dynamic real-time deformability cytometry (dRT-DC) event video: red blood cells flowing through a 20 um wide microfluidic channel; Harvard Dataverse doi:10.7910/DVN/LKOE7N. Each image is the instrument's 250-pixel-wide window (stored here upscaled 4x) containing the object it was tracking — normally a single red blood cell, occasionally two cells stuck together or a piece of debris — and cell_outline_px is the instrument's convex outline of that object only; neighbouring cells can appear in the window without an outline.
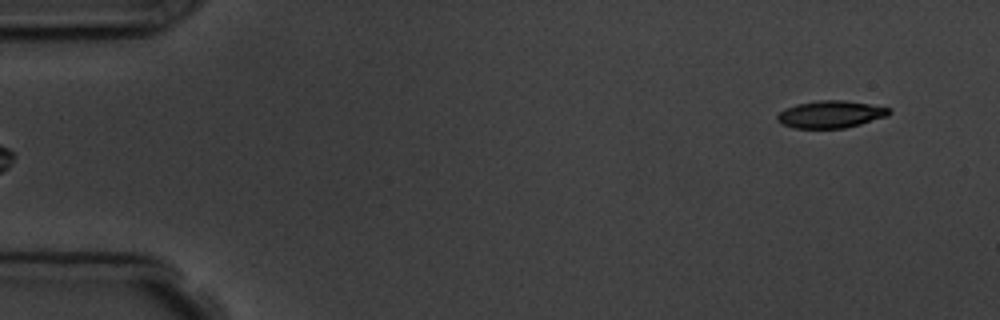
{"species": "common noctule bat (a hibernating species)", "species_latin": "Nyctalus noctula", "temperature_condition": "room temperature", "stored_images_in_passage": 5, "camera_frame_rate_fps": 3000, "um_per_image_px": 0.085, "animal": {"sex": "male", "body_mass_g": 19.5, "forearm_length_mm": 54.6}, "frame": {"image": 1, "passage_image": 5, "time_ms": 5.333, "image_size_px": [1000, 320], "cell_outline_px": [[892, 112], [888, 116], [860, 124], [844, 128], [792, 128], [780, 124], [776, 120], [776, 116], [784, 108], [796, 104], [820, 100], [844, 100], [892, 108]], "centroid_in_image_um": [70.58, 9.72], "position_along_channel_um": 14.4, "area_um2": 17.92}}